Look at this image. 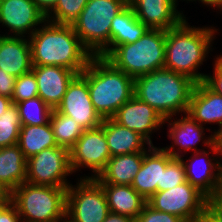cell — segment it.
Instances as JSON below:
<instances>
[{
	"label": "cell",
	"instance_id": "obj_6",
	"mask_svg": "<svg viewBox=\"0 0 222 222\" xmlns=\"http://www.w3.org/2000/svg\"><path fill=\"white\" fill-rule=\"evenodd\" d=\"M67 188L24 182L10 197L21 222H55L66 215Z\"/></svg>",
	"mask_w": 222,
	"mask_h": 222
},
{
	"label": "cell",
	"instance_id": "obj_28",
	"mask_svg": "<svg viewBox=\"0 0 222 222\" xmlns=\"http://www.w3.org/2000/svg\"><path fill=\"white\" fill-rule=\"evenodd\" d=\"M50 124L58 146L70 150L82 135L84 130L78 122L65 114L59 113L56 109L50 115Z\"/></svg>",
	"mask_w": 222,
	"mask_h": 222
},
{
	"label": "cell",
	"instance_id": "obj_26",
	"mask_svg": "<svg viewBox=\"0 0 222 222\" xmlns=\"http://www.w3.org/2000/svg\"><path fill=\"white\" fill-rule=\"evenodd\" d=\"M27 159L19 146L0 148V184L10 194L26 181Z\"/></svg>",
	"mask_w": 222,
	"mask_h": 222
},
{
	"label": "cell",
	"instance_id": "obj_2",
	"mask_svg": "<svg viewBox=\"0 0 222 222\" xmlns=\"http://www.w3.org/2000/svg\"><path fill=\"white\" fill-rule=\"evenodd\" d=\"M32 65L60 66L78 75L92 54L82 45L73 27L46 20L30 37Z\"/></svg>",
	"mask_w": 222,
	"mask_h": 222
},
{
	"label": "cell",
	"instance_id": "obj_27",
	"mask_svg": "<svg viewBox=\"0 0 222 222\" xmlns=\"http://www.w3.org/2000/svg\"><path fill=\"white\" fill-rule=\"evenodd\" d=\"M17 145L26 159L44 149L58 146L50 121L45 125H22Z\"/></svg>",
	"mask_w": 222,
	"mask_h": 222
},
{
	"label": "cell",
	"instance_id": "obj_47",
	"mask_svg": "<svg viewBox=\"0 0 222 222\" xmlns=\"http://www.w3.org/2000/svg\"><path fill=\"white\" fill-rule=\"evenodd\" d=\"M55 222H73L67 215H65L63 218L56 220Z\"/></svg>",
	"mask_w": 222,
	"mask_h": 222
},
{
	"label": "cell",
	"instance_id": "obj_16",
	"mask_svg": "<svg viewBox=\"0 0 222 222\" xmlns=\"http://www.w3.org/2000/svg\"><path fill=\"white\" fill-rule=\"evenodd\" d=\"M112 119L121 126L139 133L151 145L152 133L160 130L165 124V119L160 113L135 95L117 110Z\"/></svg>",
	"mask_w": 222,
	"mask_h": 222
},
{
	"label": "cell",
	"instance_id": "obj_9",
	"mask_svg": "<svg viewBox=\"0 0 222 222\" xmlns=\"http://www.w3.org/2000/svg\"><path fill=\"white\" fill-rule=\"evenodd\" d=\"M146 203L153 209L196 222L208 207V198L188 181L174 188L157 191Z\"/></svg>",
	"mask_w": 222,
	"mask_h": 222
},
{
	"label": "cell",
	"instance_id": "obj_18",
	"mask_svg": "<svg viewBox=\"0 0 222 222\" xmlns=\"http://www.w3.org/2000/svg\"><path fill=\"white\" fill-rule=\"evenodd\" d=\"M173 159L163 148L149 146L131 186L148 200L157 192V186H162L163 170Z\"/></svg>",
	"mask_w": 222,
	"mask_h": 222
},
{
	"label": "cell",
	"instance_id": "obj_43",
	"mask_svg": "<svg viewBox=\"0 0 222 222\" xmlns=\"http://www.w3.org/2000/svg\"><path fill=\"white\" fill-rule=\"evenodd\" d=\"M198 1L199 3L201 2L202 4L206 5V6H211L212 9H216V12L217 10L219 11L220 9V12H222V0H196ZM222 14V13H220Z\"/></svg>",
	"mask_w": 222,
	"mask_h": 222
},
{
	"label": "cell",
	"instance_id": "obj_7",
	"mask_svg": "<svg viewBox=\"0 0 222 222\" xmlns=\"http://www.w3.org/2000/svg\"><path fill=\"white\" fill-rule=\"evenodd\" d=\"M127 5L126 0H88L73 28L92 56H98L110 44L112 20Z\"/></svg>",
	"mask_w": 222,
	"mask_h": 222
},
{
	"label": "cell",
	"instance_id": "obj_46",
	"mask_svg": "<svg viewBox=\"0 0 222 222\" xmlns=\"http://www.w3.org/2000/svg\"><path fill=\"white\" fill-rule=\"evenodd\" d=\"M10 194L5 190V188L0 184V200L6 199Z\"/></svg>",
	"mask_w": 222,
	"mask_h": 222
},
{
	"label": "cell",
	"instance_id": "obj_48",
	"mask_svg": "<svg viewBox=\"0 0 222 222\" xmlns=\"http://www.w3.org/2000/svg\"><path fill=\"white\" fill-rule=\"evenodd\" d=\"M183 1H185V0H183ZM186 1H189V2H190V1H191V2H194V1H195V2H196V0H186ZM174 2H175L177 5H179V4H178V2H179L178 0H174Z\"/></svg>",
	"mask_w": 222,
	"mask_h": 222
},
{
	"label": "cell",
	"instance_id": "obj_19",
	"mask_svg": "<svg viewBox=\"0 0 222 222\" xmlns=\"http://www.w3.org/2000/svg\"><path fill=\"white\" fill-rule=\"evenodd\" d=\"M32 71L37 79L38 96L52 109L62 102L68 85L78 75L60 66L33 65Z\"/></svg>",
	"mask_w": 222,
	"mask_h": 222
},
{
	"label": "cell",
	"instance_id": "obj_15",
	"mask_svg": "<svg viewBox=\"0 0 222 222\" xmlns=\"http://www.w3.org/2000/svg\"><path fill=\"white\" fill-rule=\"evenodd\" d=\"M177 118L169 117L164 121V123L167 122L168 126L166 127H169L167 129V136L168 139H171L172 145L170 144L162 148L173 158L185 157L182 151L187 154L190 150L193 152L204 150L197 147L200 141H203V145L207 148L212 145V135L206 137L204 132L205 127L195 121L189 114L184 113V117L182 114L181 118Z\"/></svg>",
	"mask_w": 222,
	"mask_h": 222
},
{
	"label": "cell",
	"instance_id": "obj_33",
	"mask_svg": "<svg viewBox=\"0 0 222 222\" xmlns=\"http://www.w3.org/2000/svg\"><path fill=\"white\" fill-rule=\"evenodd\" d=\"M186 182L185 167L180 158H174L163 170L162 186L157 191H164Z\"/></svg>",
	"mask_w": 222,
	"mask_h": 222
},
{
	"label": "cell",
	"instance_id": "obj_11",
	"mask_svg": "<svg viewBox=\"0 0 222 222\" xmlns=\"http://www.w3.org/2000/svg\"><path fill=\"white\" fill-rule=\"evenodd\" d=\"M69 152L73 174L84 167L92 171L91 176L84 178L97 177L111 158L104 134V119L101 126L84 130Z\"/></svg>",
	"mask_w": 222,
	"mask_h": 222
},
{
	"label": "cell",
	"instance_id": "obj_32",
	"mask_svg": "<svg viewBox=\"0 0 222 222\" xmlns=\"http://www.w3.org/2000/svg\"><path fill=\"white\" fill-rule=\"evenodd\" d=\"M37 96V79L32 70L16 77L14 92L11 98L13 104L35 98Z\"/></svg>",
	"mask_w": 222,
	"mask_h": 222
},
{
	"label": "cell",
	"instance_id": "obj_39",
	"mask_svg": "<svg viewBox=\"0 0 222 222\" xmlns=\"http://www.w3.org/2000/svg\"><path fill=\"white\" fill-rule=\"evenodd\" d=\"M39 10L47 16L56 6L58 0H33Z\"/></svg>",
	"mask_w": 222,
	"mask_h": 222
},
{
	"label": "cell",
	"instance_id": "obj_1",
	"mask_svg": "<svg viewBox=\"0 0 222 222\" xmlns=\"http://www.w3.org/2000/svg\"><path fill=\"white\" fill-rule=\"evenodd\" d=\"M218 31L214 26H190L186 18L177 27L166 30L164 68L186 75L196 83L203 82L206 73L198 69L213 51Z\"/></svg>",
	"mask_w": 222,
	"mask_h": 222
},
{
	"label": "cell",
	"instance_id": "obj_17",
	"mask_svg": "<svg viewBox=\"0 0 222 222\" xmlns=\"http://www.w3.org/2000/svg\"><path fill=\"white\" fill-rule=\"evenodd\" d=\"M128 4L137 19L150 29L169 30L187 18L174 0H130Z\"/></svg>",
	"mask_w": 222,
	"mask_h": 222
},
{
	"label": "cell",
	"instance_id": "obj_8",
	"mask_svg": "<svg viewBox=\"0 0 222 222\" xmlns=\"http://www.w3.org/2000/svg\"><path fill=\"white\" fill-rule=\"evenodd\" d=\"M77 179L67 188L66 215L73 222H103L110 211L101 184L95 178Z\"/></svg>",
	"mask_w": 222,
	"mask_h": 222
},
{
	"label": "cell",
	"instance_id": "obj_41",
	"mask_svg": "<svg viewBox=\"0 0 222 222\" xmlns=\"http://www.w3.org/2000/svg\"><path fill=\"white\" fill-rule=\"evenodd\" d=\"M196 222H222V218L207 207Z\"/></svg>",
	"mask_w": 222,
	"mask_h": 222
},
{
	"label": "cell",
	"instance_id": "obj_34",
	"mask_svg": "<svg viewBox=\"0 0 222 222\" xmlns=\"http://www.w3.org/2000/svg\"><path fill=\"white\" fill-rule=\"evenodd\" d=\"M136 222H184L181 218L175 215L160 212L147 203L144 205L142 212L138 215Z\"/></svg>",
	"mask_w": 222,
	"mask_h": 222
},
{
	"label": "cell",
	"instance_id": "obj_31",
	"mask_svg": "<svg viewBox=\"0 0 222 222\" xmlns=\"http://www.w3.org/2000/svg\"><path fill=\"white\" fill-rule=\"evenodd\" d=\"M21 121L16 104H11L0 116V148L18 143Z\"/></svg>",
	"mask_w": 222,
	"mask_h": 222
},
{
	"label": "cell",
	"instance_id": "obj_13",
	"mask_svg": "<svg viewBox=\"0 0 222 222\" xmlns=\"http://www.w3.org/2000/svg\"><path fill=\"white\" fill-rule=\"evenodd\" d=\"M45 21L33 0H0V24L10 32L2 35L29 38Z\"/></svg>",
	"mask_w": 222,
	"mask_h": 222
},
{
	"label": "cell",
	"instance_id": "obj_40",
	"mask_svg": "<svg viewBox=\"0 0 222 222\" xmlns=\"http://www.w3.org/2000/svg\"><path fill=\"white\" fill-rule=\"evenodd\" d=\"M212 135V145L216 149L219 157H222V126L218 127V129H214ZM220 161H222V158H220Z\"/></svg>",
	"mask_w": 222,
	"mask_h": 222
},
{
	"label": "cell",
	"instance_id": "obj_5",
	"mask_svg": "<svg viewBox=\"0 0 222 222\" xmlns=\"http://www.w3.org/2000/svg\"><path fill=\"white\" fill-rule=\"evenodd\" d=\"M165 39L166 30L149 28L136 42L117 46L106 59L135 79L164 68Z\"/></svg>",
	"mask_w": 222,
	"mask_h": 222
},
{
	"label": "cell",
	"instance_id": "obj_42",
	"mask_svg": "<svg viewBox=\"0 0 222 222\" xmlns=\"http://www.w3.org/2000/svg\"><path fill=\"white\" fill-rule=\"evenodd\" d=\"M103 222H136L132 217L120 214L109 213Z\"/></svg>",
	"mask_w": 222,
	"mask_h": 222
},
{
	"label": "cell",
	"instance_id": "obj_3",
	"mask_svg": "<svg viewBox=\"0 0 222 222\" xmlns=\"http://www.w3.org/2000/svg\"><path fill=\"white\" fill-rule=\"evenodd\" d=\"M196 82L190 77L159 69L134 79V95L164 119L187 113Z\"/></svg>",
	"mask_w": 222,
	"mask_h": 222
},
{
	"label": "cell",
	"instance_id": "obj_29",
	"mask_svg": "<svg viewBox=\"0 0 222 222\" xmlns=\"http://www.w3.org/2000/svg\"><path fill=\"white\" fill-rule=\"evenodd\" d=\"M21 125H45L50 121L52 109L39 97L16 103Z\"/></svg>",
	"mask_w": 222,
	"mask_h": 222
},
{
	"label": "cell",
	"instance_id": "obj_14",
	"mask_svg": "<svg viewBox=\"0 0 222 222\" xmlns=\"http://www.w3.org/2000/svg\"><path fill=\"white\" fill-rule=\"evenodd\" d=\"M209 150L210 152L207 150L193 152L188 161H185L186 158H180L185 167L186 181L208 199L213 195L222 178V162L219 155L213 145H210ZM211 153L213 154L211 156H215H209Z\"/></svg>",
	"mask_w": 222,
	"mask_h": 222
},
{
	"label": "cell",
	"instance_id": "obj_20",
	"mask_svg": "<svg viewBox=\"0 0 222 222\" xmlns=\"http://www.w3.org/2000/svg\"><path fill=\"white\" fill-rule=\"evenodd\" d=\"M32 67L29 38L0 34V69L19 77L31 71Z\"/></svg>",
	"mask_w": 222,
	"mask_h": 222
},
{
	"label": "cell",
	"instance_id": "obj_4",
	"mask_svg": "<svg viewBox=\"0 0 222 222\" xmlns=\"http://www.w3.org/2000/svg\"><path fill=\"white\" fill-rule=\"evenodd\" d=\"M80 75L88 82L95 111L102 119L112 118L134 96V78L101 56H92Z\"/></svg>",
	"mask_w": 222,
	"mask_h": 222
},
{
	"label": "cell",
	"instance_id": "obj_44",
	"mask_svg": "<svg viewBox=\"0 0 222 222\" xmlns=\"http://www.w3.org/2000/svg\"><path fill=\"white\" fill-rule=\"evenodd\" d=\"M12 104V100L8 97L0 95V116L8 109Z\"/></svg>",
	"mask_w": 222,
	"mask_h": 222
},
{
	"label": "cell",
	"instance_id": "obj_36",
	"mask_svg": "<svg viewBox=\"0 0 222 222\" xmlns=\"http://www.w3.org/2000/svg\"><path fill=\"white\" fill-rule=\"evenodd\" d=\"M16 77L0 69V95L12 98Z\"/></svg>",
	"mask_w": 222,
	"mask_h": 222
},
{
	"label": "cell",
	"instance_id": "obj_10",
	"mask_svg": "<svg viewBox=\"0 0 222 222\" xmlns=\"http://www.w3.org/2000/svg\"><path fill=\"white\" fill-rule=\"evenodd\" d=\"M73 174L70 164V152L57 146L44 149L27 159V183L33 185L68 187L67 177Z\"/></svg>",
	"mask_w": 222,
	"mask_h": 222
},
{
	"label": "cell",
	"instance_id": "obj_24",
	"mask_svg": "<svg viewBox=\"0 0 222 222\" xmlns=\"http://www.w3.org/2000/svg\"><path fill=\"white\" fill-rule=\"evenodd\" d=\"M144 152L111 156L95 179L100 184L131 185L143 162Z\"/></svg>",
	"mask_w": 222,
	"mask_h": 222
},
{
	"label": "cell",
	"instance_id": "obj_30",
	"mask_svg": "<svg viewBox=\"0 0 222 222\" xmlns=\"http://www.w3.org/2000/svg\"><path fill=\"white\" fill-rule=\"evenodd\" d=\"M88 0H58L46 20L62 26L74 27Z\"/></svg>",
	"mask_w": 222,
	"mask_h": 222
},
{
	"label": "cell",
	"instance_id": "obj_12",
	"mask_svg": "<svg viewBox=\"0 0 222 222\" xmlns=\"http://www.w3.org/2000/svg\"><path fill=\"white\" fill-rule=\"evenodd\" d=\"M56 110L72 117L83 130L97 128L103 121L90 99L88 82L80 74L68 85L62 102Z\"/></svg>",
	"mask_w": 222,
	"mask_h": 222
},
{
	"label": "cell",
	"instance_id": "obj_37",
	"mask_svg": "<svg viewBox=\"0 0 222 222\" xmlns=\"http://www.w3.org/2000/svg\"><path fill=\"white\" fill-rule=\"evenodd\" d=\"M208 207L222 218V178L217 184L215 192L208 199Z\"/></svg>",
	"mask_w": 222,
	"mask_h": 222
},
{
	"label": "cell",
	"instance_id": "obj_35",
	"mask_svg": "<svg viewBox=\"0 0 222 222\" xmlns=\"http://www.w3.org/2000/svg\"><path fill=\"white\" fill-rule=\"evenodd\" d=\"M213 74H206L204 83L214 92L222 96V55L215 57Z\"/></svg>",
	"mask_w": 222,
	"mask_h": 222
},
{
	"label": "cell",
	"instance_id": "obj_22",
	"mask_svg": "<svg viewBox=\"0 0 222 222\" xmlns=\"http://www.w3.org/2000/svg\"><path fill=\"white\" fill-rule=\"evenodd\" d=\"M148 29L137 19L128 4L113 18L110 27V44L98 56L106 58L117 46L136 42Z\"/></svg>",
	"mask_w": 222,
	"mask_h": 222
},
{
	"label": "cell",
	"instance_id": "obj_45",
	"mask_svg": "<svg viewBox=\"0 0 222 222\" xmlns=\"http://www.w3.org/2000/svg\"><path fill=\"white\" fill-rule=\"evenodd\" d=\"M12 204L10 195L4 199L0 200V215Z\"/></svg>",
	"mask_w": 222,
	"mask_h": 222
},
{
	"label": "cell",
	"instance_id": "obj_23",
	"mask_svg": "<svg viewBox=\"0 0 222 222\" xmlns=\"http://www.w3.org/2000/svg\"><path fill=\"white\" fill-rule=\"evenodd\" d=\"M104 134L111 156L145 152L151 146L139 133L121 126L112 118L104 119Z\"/></svg>",
	"mask_w": 222,
	"mask_h": 222
},
{
	"label": "cell",
	"instance_id": "obj_38",
	"mask_svg": "<svg viewBox=\"0 0 222 222\" xmlns=\"http://www.w3.org/2000/svg\"><path fill=\"white\" fill-rule=\"evenodd\" d=\"M0 222H21L20 215L13 204L0 215Z\"/></svg>",
	"mask_w": 222,
	"mask_h": 222
},
{
	"label": "cell",
	"instance_id": "obj_21",
	"mask_svg": "<svg viewBox=\"0 0 222 222\" xmlns=\"http://www.w3.org/2000/svg\"><path fill=\"white\" fill-rule=\"evenodd\" d=\"M200 125L222 126V96L211 90L204 82L195 84L187 111Z\"/></svg>",
	"mask_w": 222,
	"mask_h": 222
},
{
	"label": "cell",
	"instance_id": "obj_25",
	"mask_svg": "<svg viewBox=\"0 0 222 222\" xmlns=\"http://www.w3.org/2000/svg\"><path fill=\"white\" fill-rule=\"evenodd\" d=\"M109 207L114 214L138 218L142 212L146 199H144L131 185L101 184Z\"/></svg>",
	"mask_w": 222,
	"mask_h": 222
}]
</instances>
